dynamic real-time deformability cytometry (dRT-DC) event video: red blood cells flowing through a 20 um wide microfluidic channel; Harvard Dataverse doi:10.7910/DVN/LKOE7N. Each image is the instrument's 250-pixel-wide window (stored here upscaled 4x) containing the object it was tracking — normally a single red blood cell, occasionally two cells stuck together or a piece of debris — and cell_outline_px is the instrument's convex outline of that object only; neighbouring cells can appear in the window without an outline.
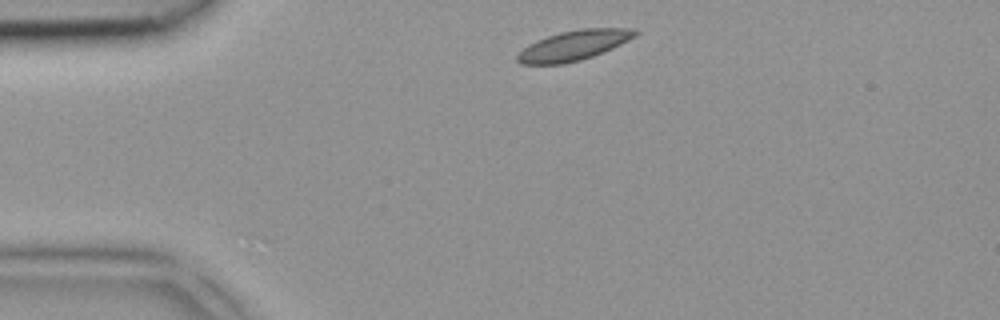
{"species": "common noctule bat (a hibernating species)", "species_latin": "Nyctalus noctula", "temperature_condition": "room temperature", "stored_images_in_passage": 2, "camera_frame_rate_fps": 3000, "um_per_image_px": 0.085, "animal": {"sex": "female", "body_mass_g": 18.4}, "frame": {"image": 1, "passage_image": 1, "time_ms": 0.0, "image_size_px": [1000, 320], "cell_outline_px": [[640, 32], [636, 36], [612, 48], [592, 56], [580, 60], [564, 64], [520, 64], [516, 60], [516, 56], [528, 44], [536, 40], [560, 32], [580, 28], [636, 28]], "centroid_in_image_um": [48.77, 3.85], "position_along_channel_um": 36.2, "area_um2": 20.58}}